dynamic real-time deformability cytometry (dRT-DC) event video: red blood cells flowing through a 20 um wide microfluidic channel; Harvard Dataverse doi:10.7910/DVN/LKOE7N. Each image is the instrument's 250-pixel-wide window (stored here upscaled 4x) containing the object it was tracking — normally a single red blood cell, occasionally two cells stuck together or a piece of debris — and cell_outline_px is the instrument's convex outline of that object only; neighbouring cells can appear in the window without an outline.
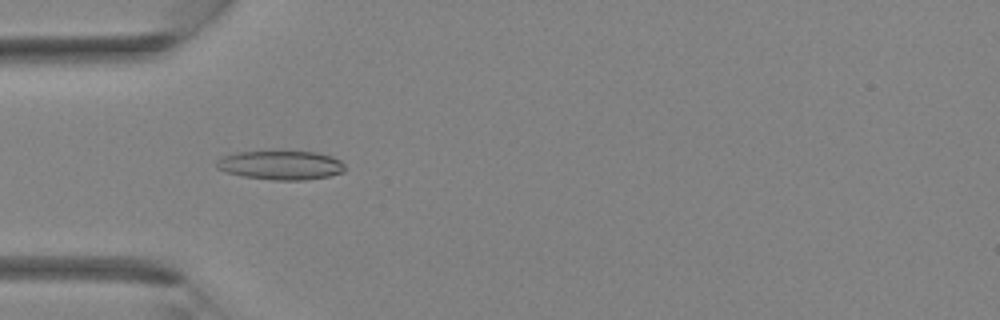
{"species": "Egyptian fruit bat (a non-hibernating species)", "species_latin": "Rousettus aegyptiacus", "temperature_condition": "room temperature", "stored_images_in_passage": 32, "camera_frame_rate_fps": 3000, "um_per_image_px": 0.085, "animal": {"sex": "female"}, "frame": {"image": 1, "passage_image": 7, "time_ms": 2.0, "image_size_px": [1000, 320], "cell_outline_px": [[344, 172], [328, 176], [304, 180], [272, 180], [244, 176], [228, 172], [216, 168], [216, 160], [224, 156], [236, 152], [272, 148], [276, 148], [316, 152], [332, 156], [340, 160], [344, 164]], "centroid_in_image_um": [23.86, 13.98], "position_along_channel_um": 61.1, "area_um2": 22.72}}
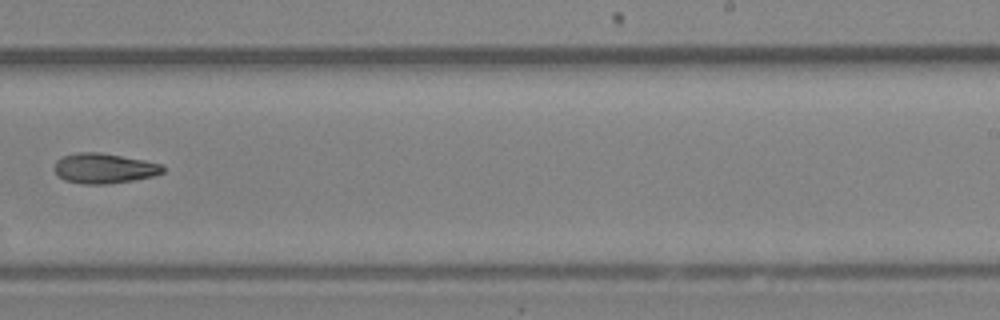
{"frame": {"image": 2, "passage_image": 19, "time_ms": 6.0, "image_size_px": [1000, 320], "cell_outline_px": [[164, 172], [156, 176], [108, 184], [84, 184], [64, 180], [56, 176], [52, 168], [56, 160], [64, 156], [80, 152], [100, 152], [144, 160], [160, 164], [164, 168]], "centroid_in_image_um": [8.81, 14.31], "position_along_channel_um": 280.2, "area_um2": 19.19}}
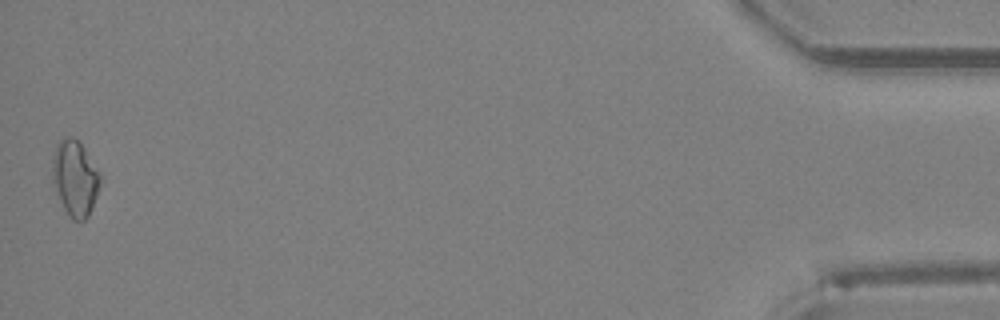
{"frame": {"image": 3, "passage_image": 32, "time_ms": 10.333, "image_size_px": [1000, 320], "cell_outline_px": [[100, 184], [92, 208], [88, 216], [84, 220], [72, 220], [68, 216], [64, 208], [52, 180], [52, 160], [56, 144], [64, 136], [72, 136], [84, 148], [100, 172]], "centroid_in_image_um": [6.37, 15.13], "position_along_channel_um": 428.8, "area_um2": 20.92}}